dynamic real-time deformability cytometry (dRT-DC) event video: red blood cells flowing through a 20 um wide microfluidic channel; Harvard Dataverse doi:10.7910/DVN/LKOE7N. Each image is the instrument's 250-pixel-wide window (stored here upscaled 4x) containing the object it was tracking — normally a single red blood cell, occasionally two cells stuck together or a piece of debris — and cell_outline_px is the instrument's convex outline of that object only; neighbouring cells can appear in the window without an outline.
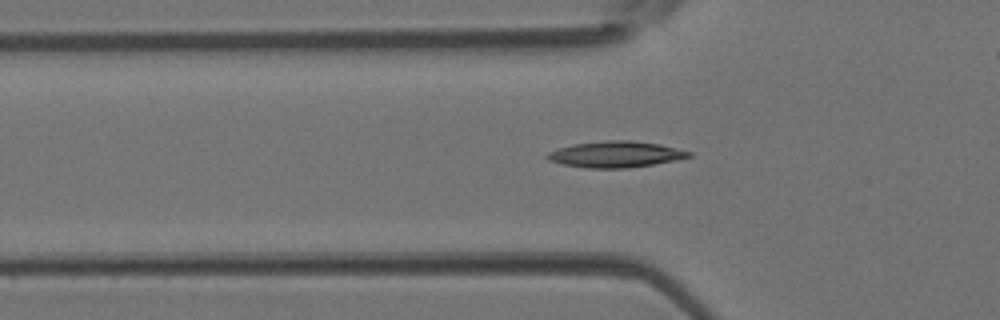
{"species": "Egyptian fruit bat (a non-hibernating species)", "species_latin": "Rousettus aegyptiacus", "temperature_condition": "room temperature", "stored_images_in_passage": 42, "camera_frame_rate_fps": 3000, "um_per_image_px": 0.085, "animal": {"sex": "female"}, "frame": {"image": 1, "passage_image": 15, "time_ms": 4.667, "image_size_px": [1000, 320], "cell_outline_px": [[692, 156], [652, 164], [628, 168], [588, 168], [564, 164], [548, 160], [544, 156], [548, 152], [556, 148], [572, 144], [608, 140], [628, 140], [660, 144], [692, 152]], "centroid_in_image_um": [52.27, 13.11], "position_along_channel_um": 73.5, "area_um2": 21.44}}
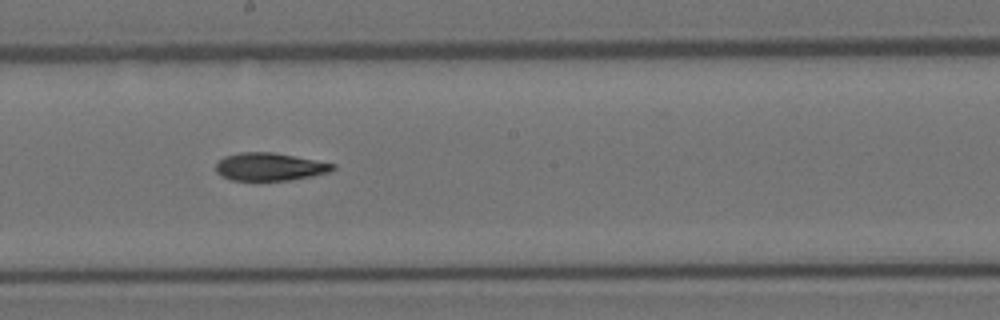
{"frame": {"image": 2, "passage_image": 25, "time_ms": 8.0, "image_size_px": [1000, 320], "cell_outline_px": [[336, 168], [328, 172], [312, 176], [288, 180], [232, 180], [220, 176], [216, 172], [216, 164], [224, 156], [240, 152], [272, 152], [336, 164]], "centroid_in_image_um": [22.9, 14.17], "position_along_channel_um": 225.3, "area_um2": 18.84}}
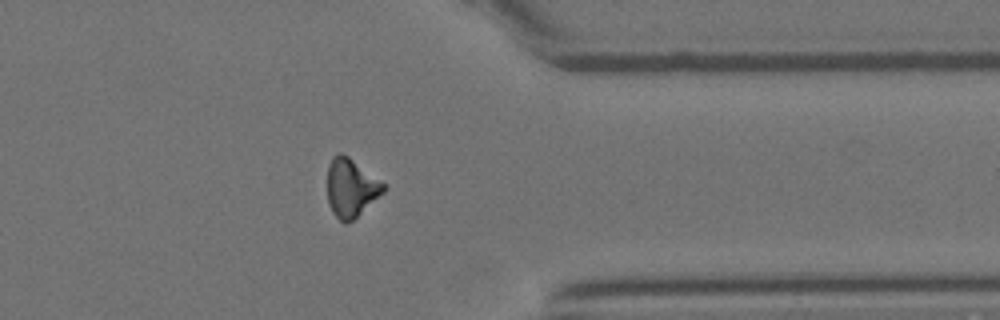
{"frame": {"image": 3, "passage_image": 36, "time_ms": 11.667, "image_size_px": [1000, 320], "cell_outline_px": [[384, 192], [352, 220], [344, 224], [332, 212], [328, 204], [328, 164], [332, 156], [340, 152], [348, 156], [384, 184]], "centroid_in_image_um": [29.79, 15.96], "position_along_channel_um": 381.6, "area_um2": 18.73}}